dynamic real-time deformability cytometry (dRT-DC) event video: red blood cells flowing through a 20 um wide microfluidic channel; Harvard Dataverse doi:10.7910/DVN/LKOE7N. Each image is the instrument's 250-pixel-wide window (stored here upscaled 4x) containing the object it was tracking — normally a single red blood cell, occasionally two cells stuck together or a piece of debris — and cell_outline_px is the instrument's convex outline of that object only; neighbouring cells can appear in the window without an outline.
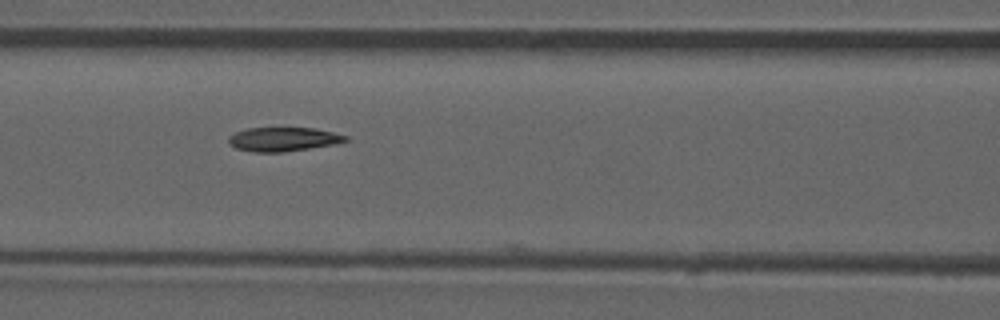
{"species": "common noctule bat (a hibernating species)", "species_latin": "Nyctalus noctula", "temperature_condition": "room temperature", "stored_images_in_passage": 9, "camera_frame_rate_fps": 3000, "um_per_image_px": 0.085, "animal": {"sex": "male", "forearm_length_mm": 52.5}, "frame": {"image": 1, "passage_image": 7, "time_ms": 2.0, "image_size_px": [1000, 320], "cell_outline_px": [[348, 140], [332, 144], [284, 152], [252, 152], [236, 148], [228, 140], [228, 136], [236, 132], [248, 128], [316, 128], [348, 136]], "centroid_in_image_um": [24.06, 11.83], "position_along_channel_um": 142.5, "area_um2": 16.13}}